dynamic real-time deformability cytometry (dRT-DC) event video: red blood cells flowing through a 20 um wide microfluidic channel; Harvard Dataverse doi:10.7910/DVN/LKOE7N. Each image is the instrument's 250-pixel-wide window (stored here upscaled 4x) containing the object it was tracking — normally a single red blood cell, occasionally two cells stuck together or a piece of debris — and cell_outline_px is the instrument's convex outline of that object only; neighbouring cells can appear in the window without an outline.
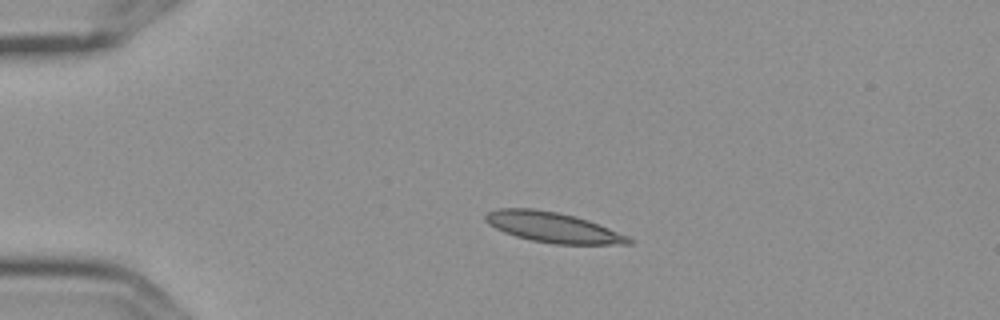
{"species": "Egyptian fruit bat (a non-hibernating species)", "species_latin": "Rousettus aegyptiacus", "temperature_condition": "cold", "stored_images_in_passage": 4, "camera_frame_rate_fps": 3000, "um_per_image_px": 0.085, "frame": {"image": 1, "passage_image": 3, "time_ms": 0.667, "image_size_px": [1000, 320], "cell_outline_px": [[636, 240], [632, 244], [552, 244], [532, 240], [516, 236], [504, 232], [488, 224], [484, 220], [484, 216], [488, 212], [496, 208], [532, 208], [556, 212], [576, 216], [588, 220], [628, 236]], "centroid_in_image_um": [46.99, 19.32], "position_along_channel_um": 38.0, "area_um2": 25.26}}